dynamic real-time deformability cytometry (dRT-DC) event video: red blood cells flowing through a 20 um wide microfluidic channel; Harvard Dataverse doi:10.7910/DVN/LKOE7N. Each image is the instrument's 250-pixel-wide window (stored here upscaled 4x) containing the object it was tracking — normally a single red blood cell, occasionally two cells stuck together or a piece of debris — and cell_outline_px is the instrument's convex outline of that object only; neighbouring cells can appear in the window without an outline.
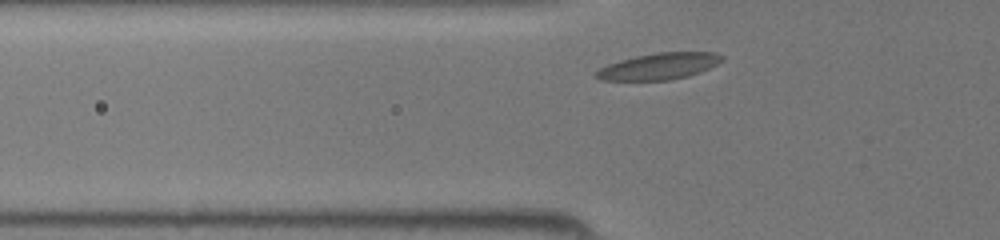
{"species": "common noctule bat (a hibernating species)", "species_latin": "Nyctalus noctula", "temperature_condition": "room temperature", "stored_images_in_passage": 29, "camera_frame_rate_fps": 3000, "um_per_image_px": 0.085, "animal": {"sex": "female", "body_mass_g": 19.5, "forearm_length_mm": 54.1}, "frame": {"image": 1, "passage_image": 3, "time_ms": 0.667, "image_size_px": [1000, 240], "cell_outline_px": [[724, 60], [700, 72], [688, 76], [668, 80], [600, 80], [596, 76], [596, 72], [600, 68], [608, 64], [620, 60], [636, 56], [656, 52], [716, 52], [724, 56]], "centroid_in_image_um": [56.05, 5.62], "position_along_channel_um": 69.8, "area_um2": 19.31}}
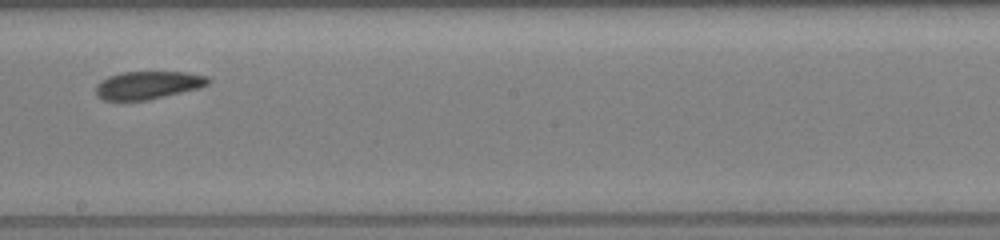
{"frame": {"image": 2, "passage_image": 14, "time_ms": 4.333, "image_size_px": [1000, 240], "cell_outline_px": [[212, 80], [208, 84], [200, 88], [148, 100], [104, 100], [96, 96], [96, 84], [100, 80], [108, 76], [124, 72], [184, 72], [208, 76]], "centroid_in_image_um": [12.58, 7.23], "position_along_channel_um": 235.6, "area_um2": 18.38}}
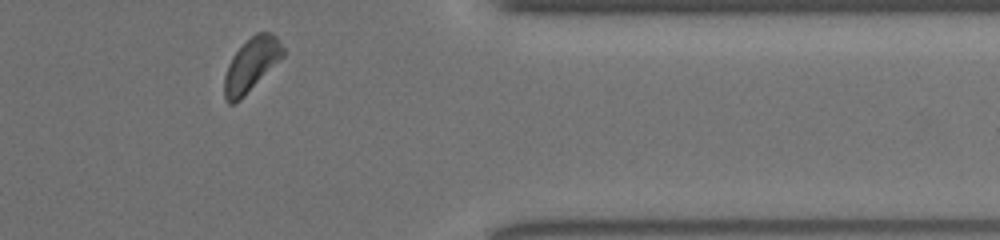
{"frame": {"image": 3, "passage_image": 25, "time_ms": 8.0, "image_size_px": [1000, 240], "cell_outline_px": [[284, 56], [240, 100], [232, 104], [228, 104], [224, 96], [224, 76], [228, 64], [232, 56], [256, 32], [272, 32], [276, 36], [284, 48]], "centroid_in_image_um": [21.36, 5.51], "position_along_channel_um": 390.0, "area_um2": 18.09}}